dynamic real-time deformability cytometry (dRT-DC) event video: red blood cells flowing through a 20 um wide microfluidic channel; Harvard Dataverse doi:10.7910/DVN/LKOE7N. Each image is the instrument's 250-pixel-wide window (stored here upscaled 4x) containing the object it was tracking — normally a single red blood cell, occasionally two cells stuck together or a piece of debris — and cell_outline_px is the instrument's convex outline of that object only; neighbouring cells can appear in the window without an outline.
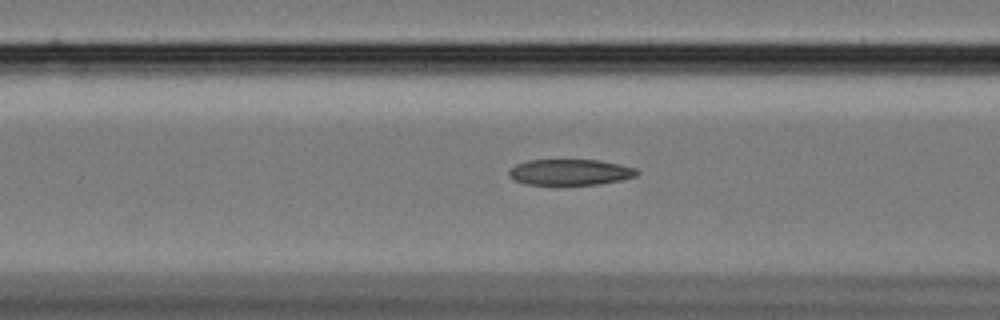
{"species": "Egyptian fruit bat (a non-hibernating species)", "species_latin": "Rousettus aegyptiacus", "temperature_condition": "cold", "stored_images_in_passage": 42, "camera_frame_rate_fps": 3000, "um_per_image_px": 0.085, "animal": {"sex": "female"}, "frame": {"image": 1, "passage_image": 7, "time_ms": 2.0, "image_size_px": [1000, 320], "cell_outline_px": [[640, 172], [636, 176], [620, 180], [600, 184], [524, 184], [508, 176], [508, 172], [516, 164], [528, 160], [600, 160], [620, 164], [636, 168]], "centroid_in_image_um": [48.48, 14.62], "position_along_channel_um": 118.1, "area_um2": 19.25}}
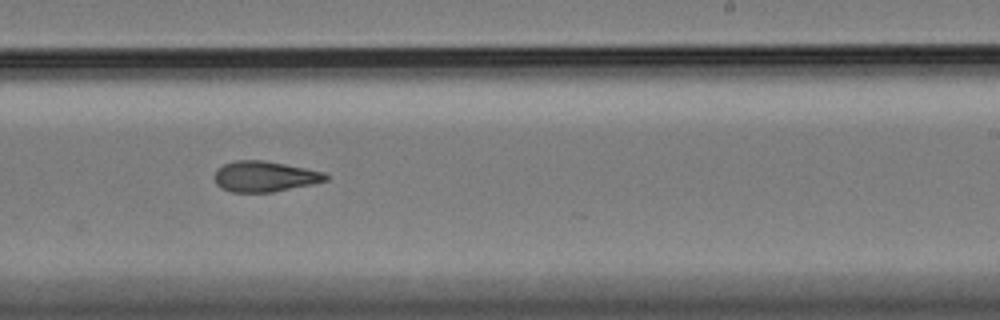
{"frame": {"image": 2, "passage_image": 20, "time_ms": 6.333, "image_size_px": [1000, 320], "cell_outline_px": [[328, 180], [312, 184], [272, 192], [232, 192], [220, 188], [216, 184], [212, 176], [224, 164], [236, 160], [264, 160], [324, 172], [328, 176]], "centroid_in_image_um": [22.47, 15.0], "position_along_channel_um": 266.5, "area_um2": 19.77}}
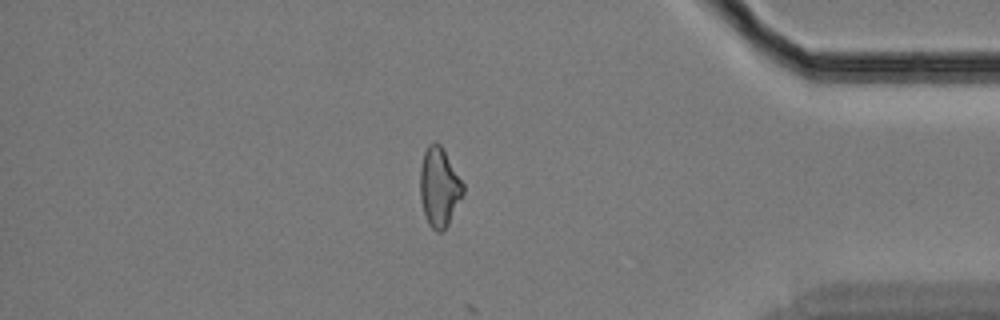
{"frame": {"image": 3, "passage_image": 34, "time_ms": 11.0, "image_size_px": [1000, 320], "cell_outline_px": [[464, 192], [448, 224], [440, 232], [436, 232], [428, 224], [424, 212], [420, 196], [420, 168], [424, 152], [428, 144], [436, 140], [440, 144], [464, 184]], "centroid_in_image_um": [37.32, 15.88], "position_along_channel_um": 397.9, "area_um2": 19.65}, "authors_computed_cell_mechanics": {"area_um2": 19.5942, "velocity_mm_per_s": 3.4206, "shape_relaxation_time_tau1_ms": null, "shape_relaxation_time_tau2_ms": 1.4902, "deformation_change_tau1": null, "deformation_change_tau2": 0.0777}}